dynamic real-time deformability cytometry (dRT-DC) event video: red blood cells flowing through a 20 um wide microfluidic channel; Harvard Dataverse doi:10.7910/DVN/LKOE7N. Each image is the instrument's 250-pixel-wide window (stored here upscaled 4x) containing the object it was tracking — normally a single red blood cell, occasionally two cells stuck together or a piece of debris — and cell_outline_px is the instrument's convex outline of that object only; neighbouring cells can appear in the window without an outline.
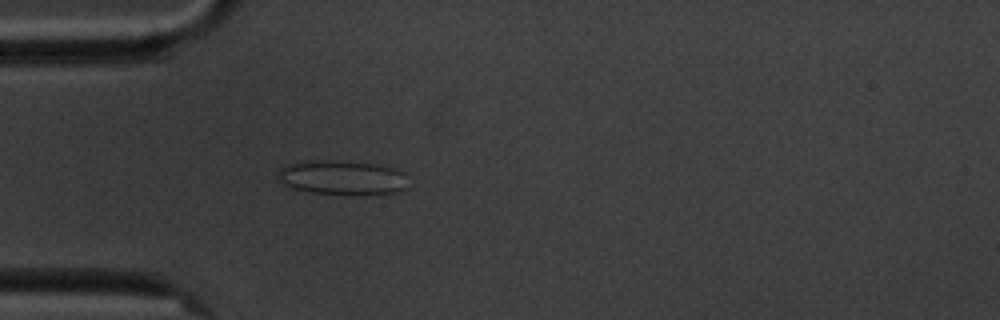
{"species": "common noctule bat (a hibernating species)", "species_latin": "Nyctalus noctula", "temperature_condition": "cold", "stored_images_in_passage": 5, "camera_frame_rate_fps": 3000, "um_per_image_px": 0.085, "animal": {"sex": "male", "body_mass_g": 20.1, "forearm_length_mm": 53.5}, "frame": {"image": 1, "passage_image": 5, "time_ms": 4.667, "image_size_px": [1000, 320], "cell_outline_px": [[404, 188], [396, 192], [312, 192], [288, 188], [276, 180], [276, 172], [284, 164], [304, 160], [328, 160], [372, 164], [392, 168], [404, 172]], "centroid_in_image_um": [28.87, 15.04], "position_along_channel_um": 56.1, "area_um2": 25.32}}